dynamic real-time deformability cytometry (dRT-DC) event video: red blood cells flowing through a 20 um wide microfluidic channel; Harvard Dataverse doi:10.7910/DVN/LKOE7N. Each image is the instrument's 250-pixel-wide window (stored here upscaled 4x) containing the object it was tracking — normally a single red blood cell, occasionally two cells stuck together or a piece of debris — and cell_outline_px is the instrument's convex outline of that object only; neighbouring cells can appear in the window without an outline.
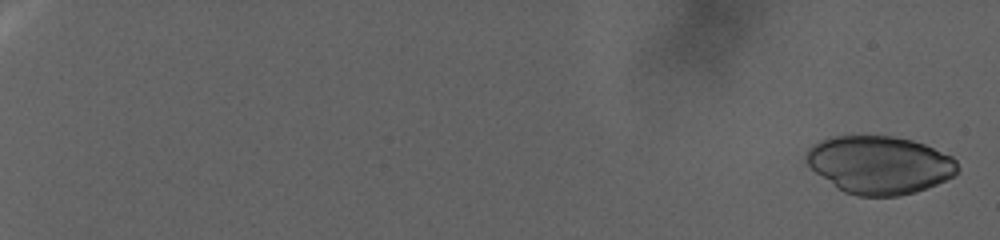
{"species": "human", "species_latin": "Homo sapiens", "temperature_condition": "warm", "stored_images_in_passage": 128, "camera_frame_rate_fps": 3000, "um_per_image_px": 0.085, "donor": {"sex": "female"}, "frame": {"image": 1, "passage_image": 4, "time_ms": 1.0, "image_size_px": [1000, 240], "cell_outline_px": [[956, 176], [928, 188], [916, 192], [896, 196], [856, 196], [844, 192], [816, 172], [808, 164], [804, 156], [808, 148], [812, 144], [820, 140], [832, 136], [892, 136], [912, 140], [924, 144], [952, 156], [956, 160]], "centroid_in_image_um": [74.76, 14.01], "position_along_channel_um": 10.2, "area_um2": 51.04}}
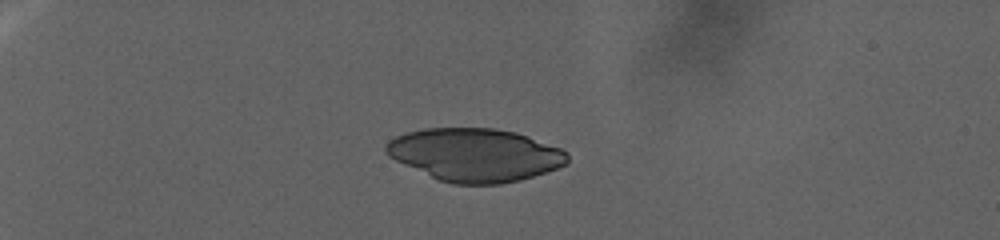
{"frame": {"image": 2, "passage_image": 41, "time_ms": 13.333, "image_size_px": [1000, 240], "cell_outline_px": [[568, 164], [520, 180], [500, 184], [452, 184], [440, 180], [404, 164], [388, 156], [384, 148], [388, 140], [396, 136], [408, 132], [424, 128], [492, 128], [516, 132], [528, 136], [560, 148], [568, 152]], "centroid_in_image_um": [40.38, 13.15], "position_along_channel_um": 44.6, "area_um2": 55.83}}